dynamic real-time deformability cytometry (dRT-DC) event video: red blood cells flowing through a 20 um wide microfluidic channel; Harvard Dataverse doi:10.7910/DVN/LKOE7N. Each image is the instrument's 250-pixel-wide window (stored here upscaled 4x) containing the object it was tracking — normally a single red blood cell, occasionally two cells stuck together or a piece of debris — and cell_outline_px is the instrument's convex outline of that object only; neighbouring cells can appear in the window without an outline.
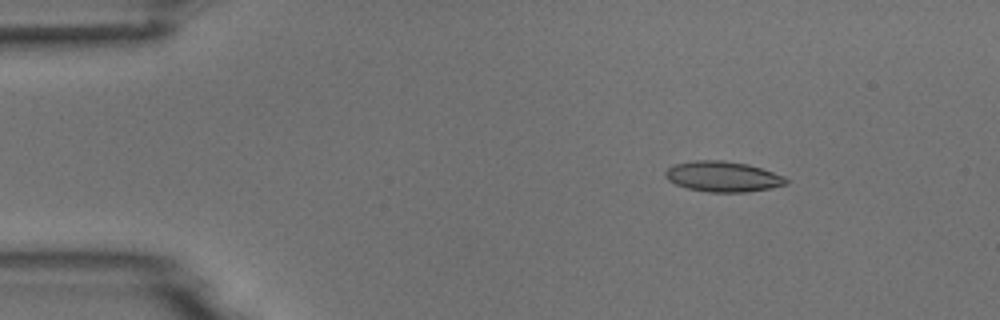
{"species": "common noctule bat (a hibernating species)", "species_latin": "Nyctalus noctula", "temperature_condition": "room temperature", "stored_images_in_passage": 5, "camera_frame_rate_fps": 3000, "um_per_image_px": 0.085, "animal": {"sex": "male", "body_mass_g": 18.8}, "frame": {"image": 1, "passage_image": 3, "time_ms": 2.333, "image_size_px": [1000, 320], "cell_outline_px": [[788, 184], [772, 188], [744, 192], [708, 192], [688, 188], [676, 184], [668, 180], [664, 176], [664, 172], [672, 164], [696, 160], [724, 160], [748, 164], [784, 176], [788, 180]], "centroid_in_image_um": [61.43, 15.0], "position_along_channel_um": 23.6, "area_um2": 21.5}}